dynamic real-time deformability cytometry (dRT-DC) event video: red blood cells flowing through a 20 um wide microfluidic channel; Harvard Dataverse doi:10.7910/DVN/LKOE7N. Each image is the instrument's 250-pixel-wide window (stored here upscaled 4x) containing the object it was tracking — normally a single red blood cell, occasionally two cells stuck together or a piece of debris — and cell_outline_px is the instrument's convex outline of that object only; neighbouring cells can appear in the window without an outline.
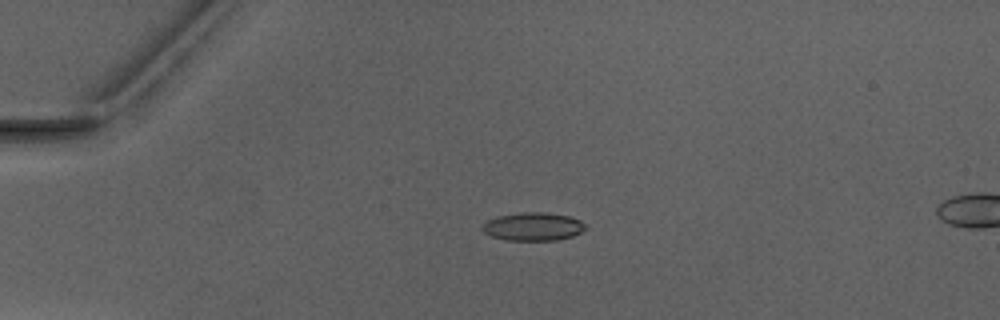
{"species": "Egyptian fruit bat (a non-hibernating species)", "species_latin": "Rousettus aegyptiacus", "temperature_condition": "warm", "stored_images_in_passage": 2, "camera_frame_rate_fps": 3000, "um_per_image_px": 0.085, "animal": {"sex": "male"}, "frame": {"image": 1, "passage_image": 1, "time_ms": 0.0, "image_size_px": [1000, 320], "cell_outline_px": [[588, 228], [572, 236], [556, 240], [508, 240], [492, 236], [484, 232], [480, 228], [488, 220], [496, 216], [520, 212], [544, 212], [568, 216], [580, 220]], "centroid_in_image_um": [45.31, 19.25], "position_along_channel_um": 39.7, "area_um2": 16.88}}